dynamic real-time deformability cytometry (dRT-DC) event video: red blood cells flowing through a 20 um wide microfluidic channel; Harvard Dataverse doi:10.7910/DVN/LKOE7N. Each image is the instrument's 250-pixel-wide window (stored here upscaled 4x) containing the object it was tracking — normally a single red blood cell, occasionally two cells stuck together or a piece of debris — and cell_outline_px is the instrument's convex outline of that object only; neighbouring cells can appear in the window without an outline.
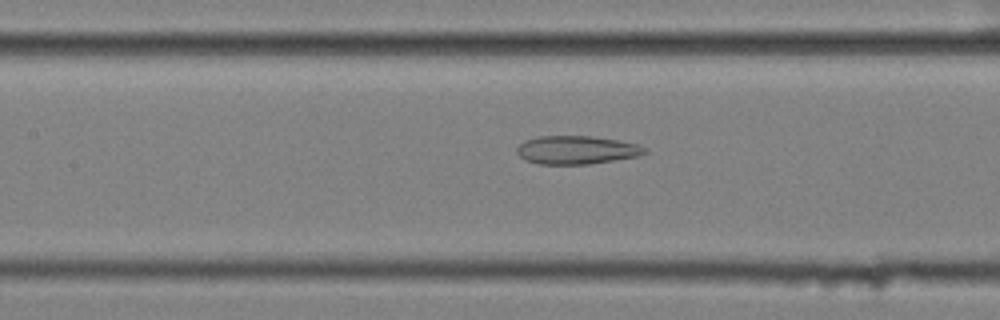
{"species": "common noctule bat (a hibernating species)", "species_latin": "Nyctalus noctula", "temperature_condition": "cold", "stored_images_in_passage": 54, "camera_frame_rate_fps": 3000, "um_per_image_px": 0.085, "animal": {"sex": "female", "body_mass_g": 25.1}, "frame": {"image": 1, "passage_image": 23, "time_ms": 7.333, "image_size_px": [1000, 320], "cell_outline_px": [[648, 152], [640, 156], [588, 164], [540, 164], [524, 160], [516, 152], [516, 148], [524, 140], [536, 136], [592, 136], [640, 144], [648, 148]], "centroid_in_image_um": [49.02, 12.74], "position_along_channel_um": 158.4, "area_um2": 21.33}}
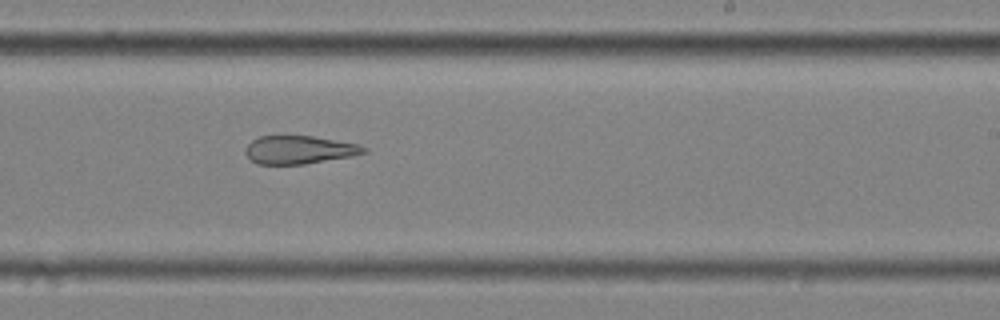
{"frame": {"image": 2, "passage_image": 32, "time_ms": 10.333, "image_size_px": [1000, 320], "cell_outline_px": [[368, 152], [352, 156], [304, 164], [256, 164], [244, 152], [244, 148], [252, 140], [260, 136], [312, 136], [356, 144], [368, 148]], "centroid_in_image_um": [25.41, 12.74], "position_along_channel_um": 263.6, "area_um2": 19.31}}
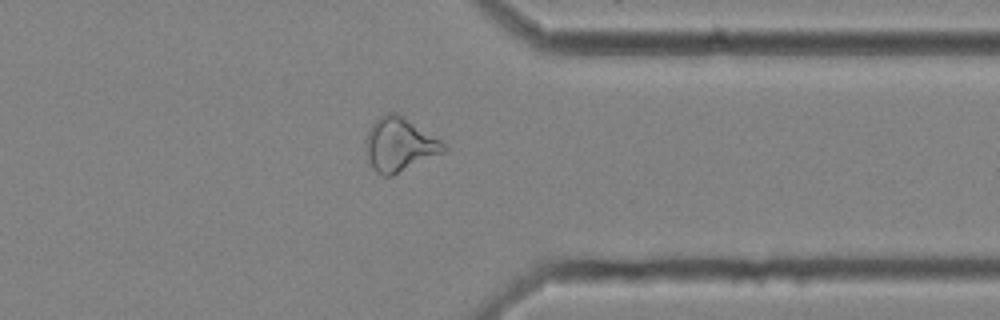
{"frame": {"image": 3, "passage_image": 42, "time_ms": 13.667, "image_size_px": [1000, 320], "cell_outline_px": [[448, 148], [444, 152], [392, 176], [384, 176], [376, 172], [372, 168], [364, 148], [364, 140], [372, 124], [380, 116], [388, 112], [396, 112], [404, 116], [440, 140]], "centroid_in_image_um": [33.92, 12.29], "position_along_channel_um": 377.5, "area_um2": 24.39}, "authors_computed_cell_mechanics": {"area_um2": 25.3453, "velocity_mm_per_s": 3.5175, "shape_relaxation_time_tau1_ms": null, "shape_relaxation_time_tau2_ms": 3.7459, "deformation_change_tau1": null, "deformation_change_tau2": 0.1397}}